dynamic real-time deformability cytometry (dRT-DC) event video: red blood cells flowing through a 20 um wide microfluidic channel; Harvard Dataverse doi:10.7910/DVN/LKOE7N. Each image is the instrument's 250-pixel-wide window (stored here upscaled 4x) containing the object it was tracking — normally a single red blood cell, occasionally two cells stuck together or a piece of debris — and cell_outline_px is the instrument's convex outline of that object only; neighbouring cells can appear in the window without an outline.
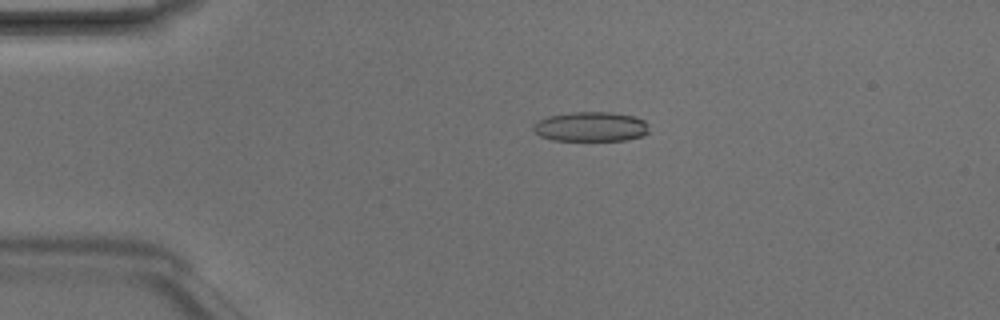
{"species": "Egyptian fruit bat (a non-hibernating species)", "species_latin": "Rousettus aegyptiacus", "temperature_condition": "room temperature", "stored_images_in_passage": 4, "camera_frame_rate_fps": 3000, "um_per_image_px": 0.085, "animal": {"sex": "male"}, "frame": {"image": 1, "passage_image": 2, "time_ms": 0.333, "image_size_px": [1000, 320], "cell_outline_px": [[648, 132], [640, 136], [624, 140], [552, 140], [540, 136], [532, 128], [532, 124], [536, 120], [548, 116], [572, 112], [612, 112], [636, 116], [644, 120], [648, 124]], "centroid_in_image_um": [50.19, 10.75], "position_along_channel_um": 34.8, "area_um2": 20.11}}
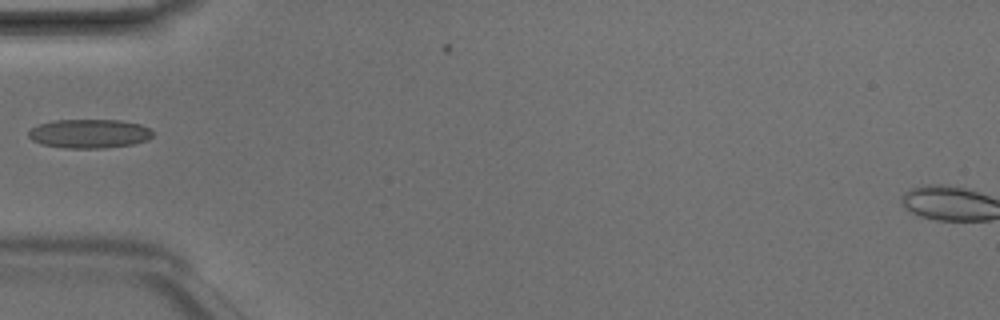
{"frame": {"image": 2, "passage_image": 3, "time_ms": 0.667, "image_size_px": [1000, 320], "cell_outline_px": [[152, 136], [148, 140], [132, 144], [104, 148], [64, 148], [40, 144], [32, 140], [28, 136], [28, 132], [32, 128], [40, 124], [56, 120], [120, 120], [140, 124], [148, 128], [152, 132]], "centroid_in_image_um": [7.58, 11.36], "position_along_channel_um": 77.4, "area_um2": 20.92}}